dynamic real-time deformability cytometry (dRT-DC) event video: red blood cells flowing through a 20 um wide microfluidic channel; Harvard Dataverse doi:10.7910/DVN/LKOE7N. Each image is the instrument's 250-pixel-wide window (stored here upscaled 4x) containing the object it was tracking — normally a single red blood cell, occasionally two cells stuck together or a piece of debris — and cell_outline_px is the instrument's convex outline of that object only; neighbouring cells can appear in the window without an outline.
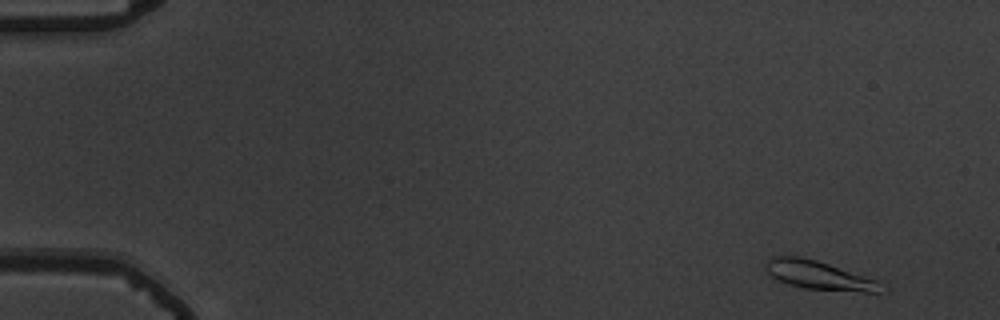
{"species": "common noctule bat (a hibernating species)", "species_latin": "Nyctalus noctula", "temperature_condition": "warm", "stored_images_in_passage": 56, "camera_frame_rate_fps": 3000, "um_per_image_px": 0.085, "animal": {"sex": "male", "body_mass_g": 19.5, "forearm_length_mm": 54.6}, "frame": {"image": 1, "passage_image": 3, "time_ms": 0.667, "image_size_px": [1000, 320], "cell_outline_px": [[888, 288], [884, 292], [864, 292], [804, 288], [788, 284], [772, 276], [764, 268], [764, 264], [772, 256], [800, 256], [816, 260], [876, 280]], "centroid_in_image_um": [69.62, 23.4], "position_along_channel_um": 15.4, "area_um2": 19.13}}
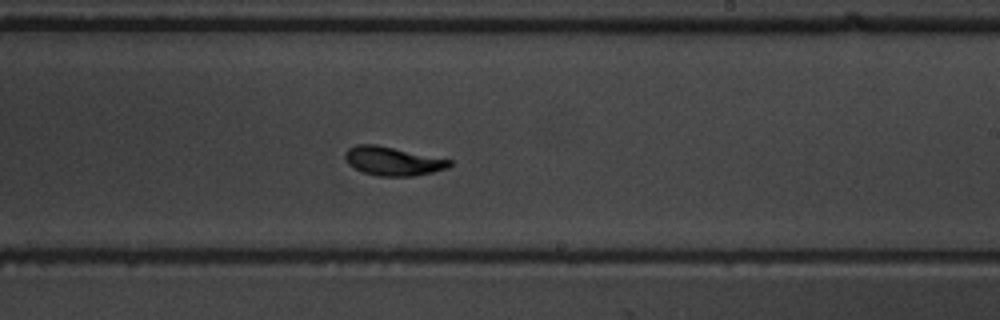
{"frame": {"image": 2, "passage_image": 34, "time_ms": 11.0, "image_size_px": [1000, 320], "cell_outline_px": [[452, 164], [448, 168], [432, 172], [412, 176], [376, 176], [364, 172], [348, 164], [344, 160], [344, 152], [348, 148], [356, 144], [376, 144], [452, 160]], "centroid_in_image_um": [33.36, 13.68], "position_along_channel_um": 255.6, "area_um2": 17.51}}
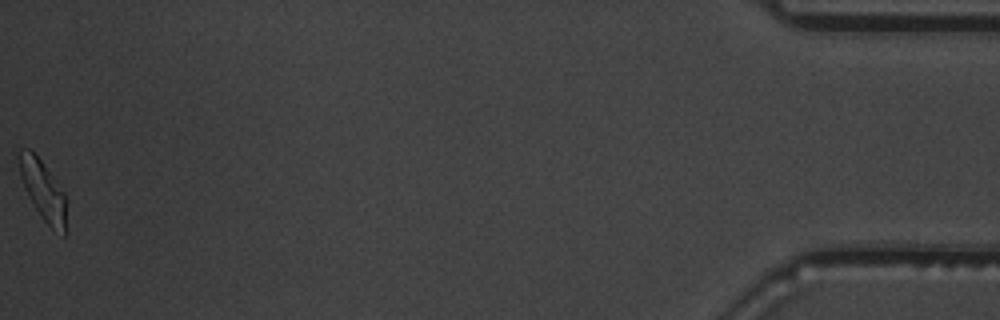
{"frame": {"image": 3, "passage_image": 56, "time_ms": 18.333, "image_size_px": [1000, 320], "cell_outline_px": [[68, 204], [64, 236], [52, 228], [40, 216], [24, 188], [12, 152], [20, 148], [28, 148], [40, 160], [64, 192], [68, 200]], "centroid_in_image_um": [3.6, 16.11], "position_along_channel_um": 431.6, "area_um2": 17.05}, "authors_computed_cell_mechanics": {"area_um2": 17.3978, "velocity_mm_per_s": 3.6162, "shape_relaxation_time_tau1_ms": 3.5518, "shape_relaxation_time_tau2_ms": 1.637, "deformation_change_tau1": 0.1558, "deformation_change_tau2": 0.0767}}